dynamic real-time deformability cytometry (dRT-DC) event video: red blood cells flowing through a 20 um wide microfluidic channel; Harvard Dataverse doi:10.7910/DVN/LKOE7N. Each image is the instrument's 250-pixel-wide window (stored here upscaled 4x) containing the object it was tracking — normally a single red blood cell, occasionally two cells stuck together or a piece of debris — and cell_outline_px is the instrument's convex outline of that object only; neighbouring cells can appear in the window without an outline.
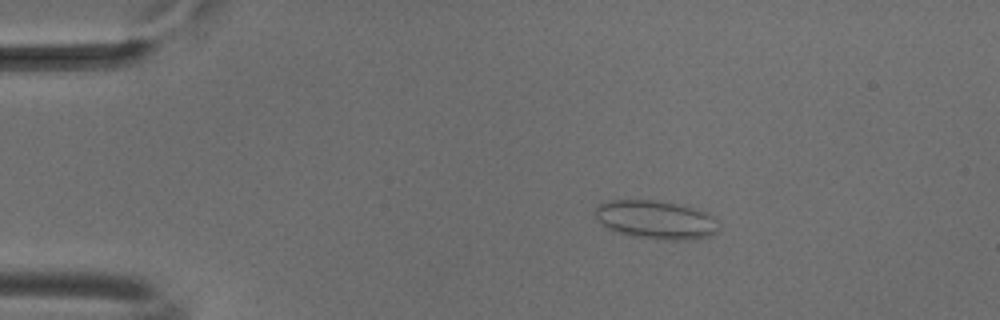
{"species": "common noctule bat (a hibernating species)", "species_latin": "Nyctalus noctula", "temperature_condition": "cold", "stored_images_in_passage": 53, "camera_frame_rate_fps": 3000, "um_per_image_px": 0.085, "animal": {"sex": "male", "body_mass_g": 18.8}, "frame": {"image": 1, "passage_image": 10, "time_ms": 3.0, "image_size_px": [1000, 320], "cell_outline_px": [[720, 228], [716, 232], [708, 236], [688, 240], [664, 240], [628, 236], [612, 232], [600, 224], [596, 220], [596, 208], [604, 200], [652, 200], [680, 204], [704, 212], [712, 216]], "centroid_in_image_um": [55.68, 18.69], "position_along_channel_um": 29.3, "area_um2": 28.03}}
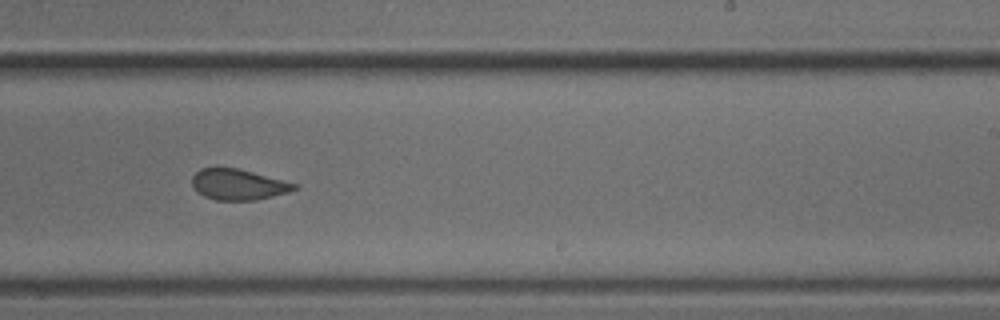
{"frame": {"image": 2, "passage_image": 33, "time_ms": 10.667, "image_size_px": [1000, 320], "cell_outline_px": [[296, 188], [288, 192], [256, 200], [216, 200], [204, 196], [196, 192], [192, 184], [192, 176], [200, 168], [216, 164], [236, 168], [252, 172], [296, 184]], "centroid_in_image_um": [20.13, 15.65], "position_along_channel_um": 268.9, "area_um2": 18.55}}
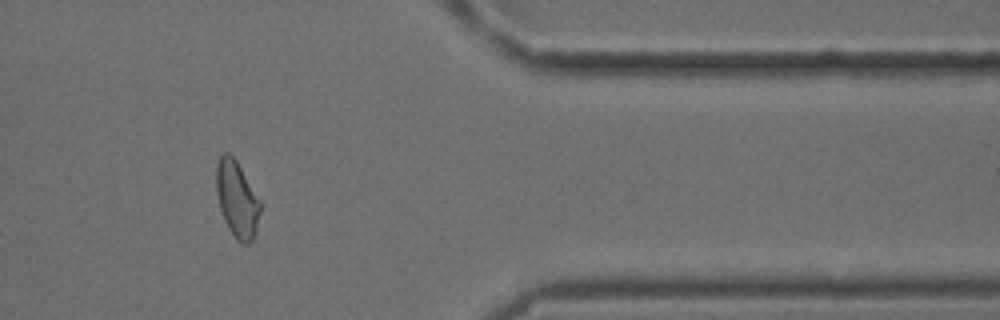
{"frame": {"image": 3, "passage_image": 44, "time_ms": 14.333, "image_size_px": [1000, 320], "cell_outline_px": [[260, 212], [256, 228], [252, 240], [248, 244], [244, 244], [236, 240], [228, 228], [224, 220], [220, 208], [216, 192], [216, 164], [220, 156], [224, 152], [228, 152], [236, 160], [260, 200]], "centroid_in_image_um": [20.12, 16.93], "position_along_channel_um": 391.3, "area_um2": 19.42}, "authors_computed_cell_mechanics": {"area_um2": 19.7098, "velocity_mm_per_s": 3.8695, "shape_relaxation_time_tau1_ms": null, "shape_relaxation_time_tau2_ms": 1.0161, "deformation_change_tau1": null, "deformation_change_tau2": 0.0753}}